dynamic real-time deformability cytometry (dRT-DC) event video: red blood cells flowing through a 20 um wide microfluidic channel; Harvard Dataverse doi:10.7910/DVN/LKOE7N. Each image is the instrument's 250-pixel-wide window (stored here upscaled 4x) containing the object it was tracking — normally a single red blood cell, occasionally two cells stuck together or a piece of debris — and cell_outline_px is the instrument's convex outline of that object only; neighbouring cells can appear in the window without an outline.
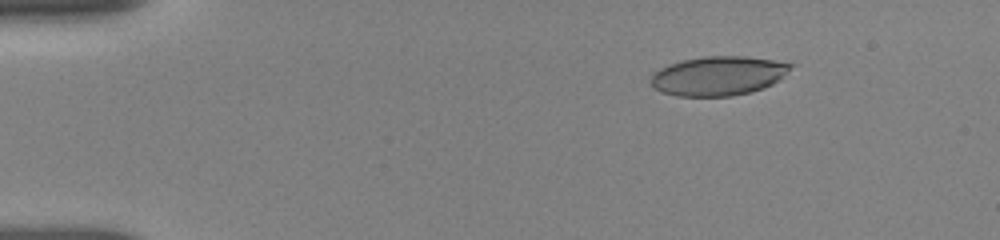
{"species": "human", "species_latin": "Homo sapiens", "temperature_condition": "room temperature", "stored_images_in_passage": 7, "camera_frame_rate_fps": 3000, "um_per_image_px": 0.085, "donor": {"sex": "female"}, "frame": {"image": 1, "passage_image": 1, "time_ms": 0.0, "image_size_px": [1000, 240], "cell_outline_px": [[796, 64], [780, 80], [764, 88], [752, 92], [732, 96], [676, 96], [660, 92], [648, 80], [652, 72], [668, 64], [684, 60], [704, 56], [744, 56], [772, 60]], "centroid_in_image_um": [61.05, 6.45], "position_along_channel_um": 23.9, "area_um2": 32.31}}